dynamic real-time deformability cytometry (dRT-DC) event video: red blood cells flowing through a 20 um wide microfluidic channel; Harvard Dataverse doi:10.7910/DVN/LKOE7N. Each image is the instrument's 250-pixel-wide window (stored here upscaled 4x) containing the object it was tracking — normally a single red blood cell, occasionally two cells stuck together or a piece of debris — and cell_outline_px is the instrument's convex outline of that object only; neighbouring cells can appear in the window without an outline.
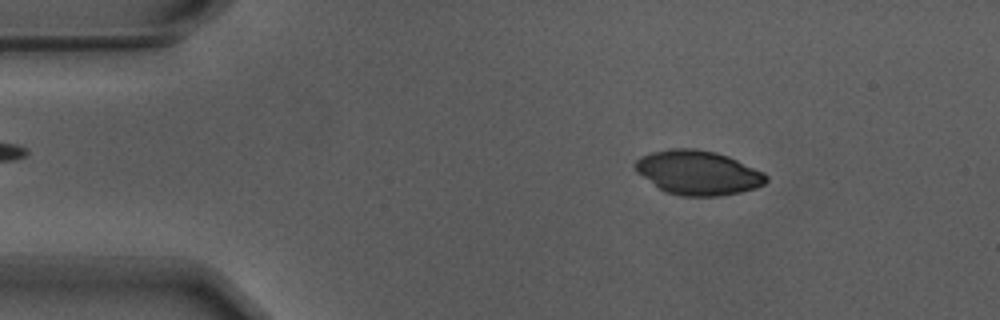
{"species": "Egyptian fruit bat (a non-hibernating species)", "species_latin": "Rousettus aegyptiacus", "temperature_condition": "warm", "stored_images_in_passage": 54, "camera_frame_rate_fps": 3000, "um_per_image_px": 0.085, "animal": {"sex": "male"}, "frame": {"image": 1, "passage_image": 8, "time_ms": 2.333, "image_size_px": [1000, 320], "cell_outline_px": [[768, 180], [764, 184], [756, 188], [740, 192], [716, 196], [684, 196], [664, 192], [636, 172], [632, 164], [640, 156], [652, 152], [672, 148], [692, 148], [716, 152], [728, 156], [764, 172], [768, 176]], "centroid_in_image_um": [59.31, 14.67], "position_along_channel_um": 25.7, "area_um2": 33.93}}
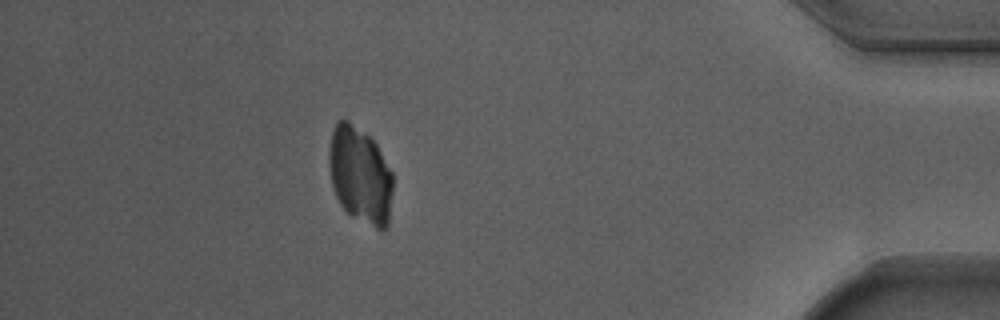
{"frame": {"image": 2, "passage_image": 48, "time_ms": 15.667, "image_size_px": [1000, 320], "cell_outline_px": [[392, 192], [388, 224], [384, 232], [352, 216], [340, 204], [336, 196], [332, 184], [328, 164], [328, 156], [332, 132], [336, 120], [348, 120], [368, 136], [376, 144], [392, 172]], "centroid_in_image_um": [30.6, 14.89], "position_along_channel_um": 404.6, "area_um2": 35.84}}